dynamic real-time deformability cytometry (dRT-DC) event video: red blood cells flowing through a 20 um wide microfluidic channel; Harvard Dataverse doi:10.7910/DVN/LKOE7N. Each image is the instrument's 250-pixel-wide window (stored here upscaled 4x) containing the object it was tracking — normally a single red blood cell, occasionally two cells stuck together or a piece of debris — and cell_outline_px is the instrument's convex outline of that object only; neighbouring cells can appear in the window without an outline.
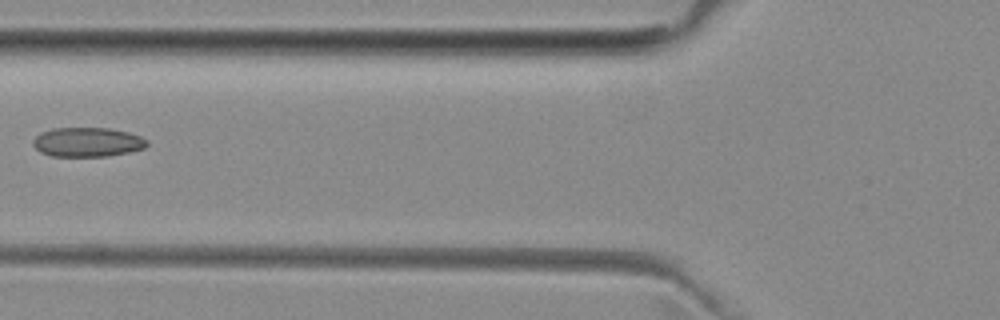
{"species": "common noctule bat (a hibernating species)", "species_latin": "Nyctalus noctula", "temperature_condition": "room temperature", "stored_images_in_passage": 2, "camera_frame_rate_fps": 3000, "um_per_image_px": 0.085, "animal": {"sex": "female", "body_mass_g": 29.2, "forearm_length_mm": 56.3}, "frame": {"image": 1, "passage_image": 2, "time_ms": 1.0, "image_size_px": [1000, 320], "cell_outline_px": [[148, 144], [144, 148], [128, 152], [108, 156], [52, 156], [40, 152], [32, 144], [32, 140], [40, 132], [52, 128], [108, 128], [128, 132], [140, 136], [148, 140]], "centroid_in_image_um": [7.41, 12.07], "position_along_channel_um": 118.4, "area_um2": 19.54}}